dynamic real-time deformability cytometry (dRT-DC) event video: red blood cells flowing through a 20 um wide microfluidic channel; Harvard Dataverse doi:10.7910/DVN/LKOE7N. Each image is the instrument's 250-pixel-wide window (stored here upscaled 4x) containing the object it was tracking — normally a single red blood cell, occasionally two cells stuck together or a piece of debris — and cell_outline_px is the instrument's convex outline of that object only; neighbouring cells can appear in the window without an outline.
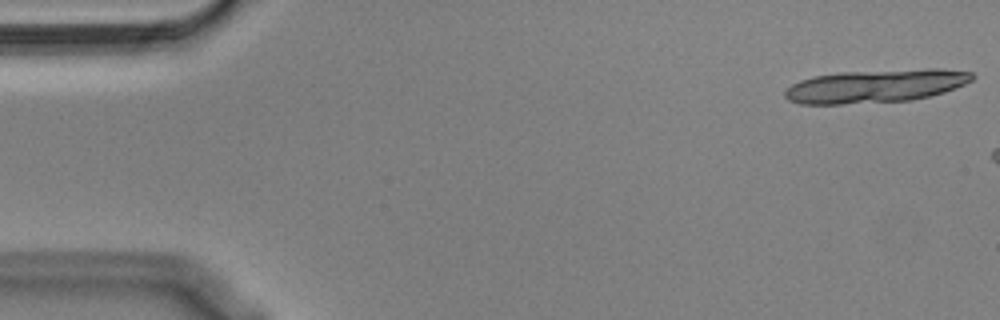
{"species": "Egyptian fruit bat (a non-hibernating species)", "species_latin": "Rousettus aegyptiacus", "temperature_condition": "cold", "stored_images_in_passage": 7, "camera_frame_rate_fps": 3000, "um_per_image_px": 0.085, "animal": {"sex": "male"}, "frame": {"image": 1, "passage_image": 1, "time_ms": 0.0, "image_size_px": [1000, 320], "cell_outline_px": [[976, 76], [972, 80], [964, 84], [944, 92], [912, 100], [840, 104], [800, 104], [788, 100], [784, 96], [784, 92], [792, 84], [800, 80], [812, 76], [840, 72], [928, 68], [940, 68], [972, 72]], "centroid_in_image_um": [74.43, 7.3], "position_along_channel_um": 10.6, "area_um2": 36.41}}